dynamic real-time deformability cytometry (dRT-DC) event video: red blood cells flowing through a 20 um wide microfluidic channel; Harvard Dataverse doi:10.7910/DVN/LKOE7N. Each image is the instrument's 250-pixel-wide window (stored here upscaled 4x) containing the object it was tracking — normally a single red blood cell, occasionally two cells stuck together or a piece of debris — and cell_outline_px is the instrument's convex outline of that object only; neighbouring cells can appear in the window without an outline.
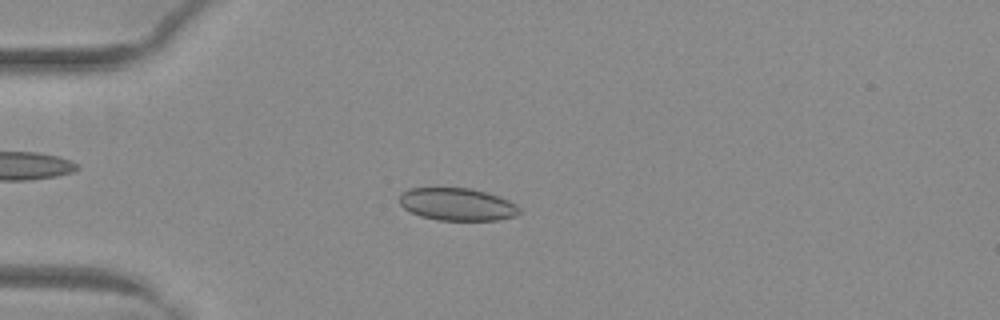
{"species": "common noctule bat (a hibernating species)", "species_latin": "Nyctalus noctula", "temperature_condition": "warm", "stored_images_in_passage": 51, "camera_frame_rate_fps": 3000, "um_per_image_px": 0.085, "animal": {"sex": "female", "body_mass_g": 29.2, "forearm_length_mm": 56.3}, "frame": {"image": 1, "passage_image": 14, "time_ms": 4.333, "image_size_px": [1000, 320], "cell_outline_px": [[520, 212], [516, 216], [500, 220], [436, 220], [420, 216], [404, 208], [400, 204], [400, 192], [408, 188], [472, 188], [508, 200], [516, 204], [520, 208]], "centroid_in_image_um": [38.85, 17.37], "position_along_channel_um": 46.1, "area_um2": 22.77}}
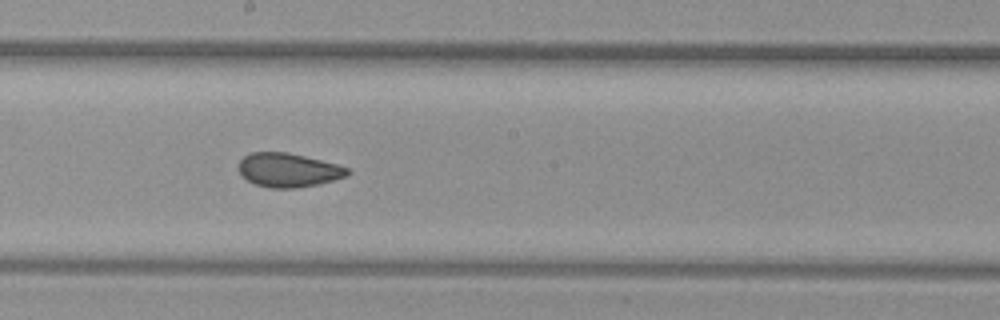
{"frame": {"image": 2, "passage_image": 29, "time_ms": 9.333, "image_size_px": [1000, 320], "cell_outline_px": [[352, 172], [348, 176], [320, 184], [296, 188], [268, 188], [256, 184], [240, 176], [240, 160], [248, 152], [288, 152], [336, 164], [348, 168]], "centroid_in_image_um": [24.52, 14.46], "position_along_channel_um": 223.7, "area_um2": 21.62}}
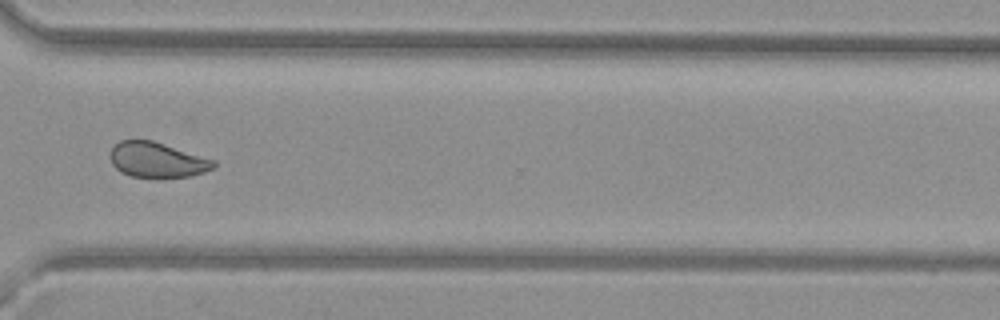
{"frame": {"image": 3, "passage_image": 39, "time_ms": 12.667, "image_size_px": [1000, 320], "cell_outline_px": [[216, 164], [212, 168], [204, 172], [192, 176], [160, 180], [132, 176], [120, 172], [112, 164], [108, 156], [112, 148], [120, 140], [152, 140], [216, 160]], "centroid_in_image_um": [13.35, 13.63], "position_along_channel_um": 357.3, "area_um2": 21.85}, "authors_computed_cell_mechanics": {"area_um2": 22.7732, "velocity_mm_per_s": 4.0083, "shape_relaxation_time_tau1_ms": null, "shape_relaxation_time_tau2_ms": 1.3812, "deformation_change_tau1": null, "deformation_change_tau2": 0.0603}}